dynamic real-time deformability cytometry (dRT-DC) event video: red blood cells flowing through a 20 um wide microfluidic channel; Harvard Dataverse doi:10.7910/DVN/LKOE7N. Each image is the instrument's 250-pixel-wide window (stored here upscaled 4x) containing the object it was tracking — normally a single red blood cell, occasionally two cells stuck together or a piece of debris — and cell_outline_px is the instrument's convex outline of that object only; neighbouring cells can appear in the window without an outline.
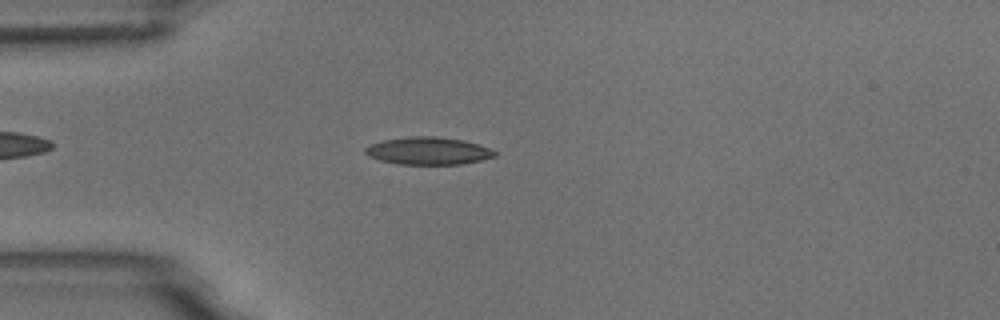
{"species": "common noctule bat (a hibernating species)", "species_latin": "Nyctalus noctula", "temperature_condition": "room temperature", "stored_images_in_passage": 51, "camera_frame_rate_fps": 3000, "um_per_image_px": 0.085, "animal": {"sex": "male", "body_mass_g": 18.8}, "frame": {"image": 1, "passage_image": 12, "time_ms": 3.667, "image_size_px": [1000, 320], "cell_outline_px": [[496, 156], [480, 160], [460, 164], [396, 164], [380, 160], [368, 156], [364, 152], [364, 148], [368, 144], [384, 140], [408, 136], [436, 136], [464, 140], [488, 148], [496, 152]], "centroid_in_image_um": [36.34, 12.82], "position_along_channel_um": 48.7, "area_um2": 20.75}}
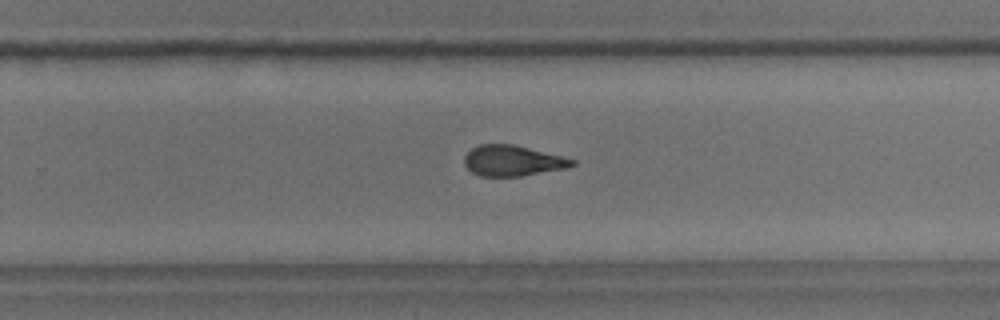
{"frame": {"image": 2, "passage_image": 32, "time_ms": 10.333, "image_size_px": [1000, 320], "cell_outline_px": [[576, 164], [568, 168], [520, 176], [480, 176], [472, 172], [464, 164], [464, 156], [472, 148], [480, 144], [512, 144], [576, 160]], "centroid_in_image_um": [43.56, 13.67], "position_along_channel_um": 286.2, "area_um2": 19.07}}
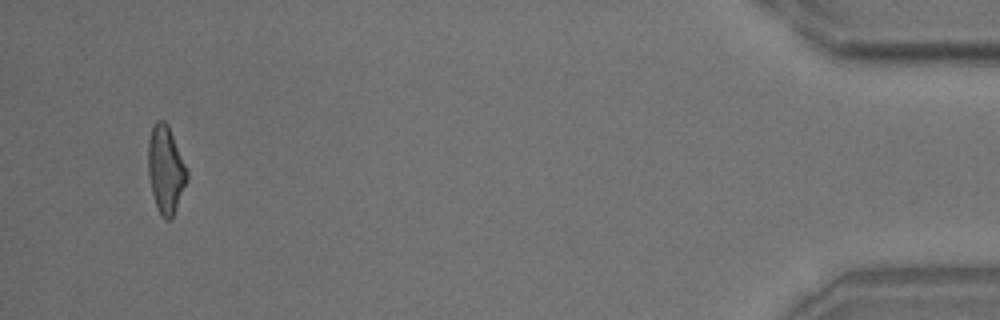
{"frame": {"image": 3, "passage_image": 49, "time_ms": 16.0, "image_size_px": [1000, 320], "cell_outline_px": [[188, 180], [172, 220], [164, 220], [160, 216], [152, 192], [148, 172], [148, 140], [152, 124], [156, 120], [164, 120], [168, 124], [188, 168]], "centroid_in_image_um": [14.1, 14.41], "position_along_channel_um": 421.1, "area_um2": 20.29}, "authors_computed_cell_mechanics": {"area_um2": 20.0566, "velocity_mm_per_s": 3.7488, "shape_relaxation_time_tau1_ms": 5.7346, "shape_relaxation_time_tau2_ms": 2.7909, "deformation_change_tau1": 0.2041, "deformation_change_tau2": 0.1196}}